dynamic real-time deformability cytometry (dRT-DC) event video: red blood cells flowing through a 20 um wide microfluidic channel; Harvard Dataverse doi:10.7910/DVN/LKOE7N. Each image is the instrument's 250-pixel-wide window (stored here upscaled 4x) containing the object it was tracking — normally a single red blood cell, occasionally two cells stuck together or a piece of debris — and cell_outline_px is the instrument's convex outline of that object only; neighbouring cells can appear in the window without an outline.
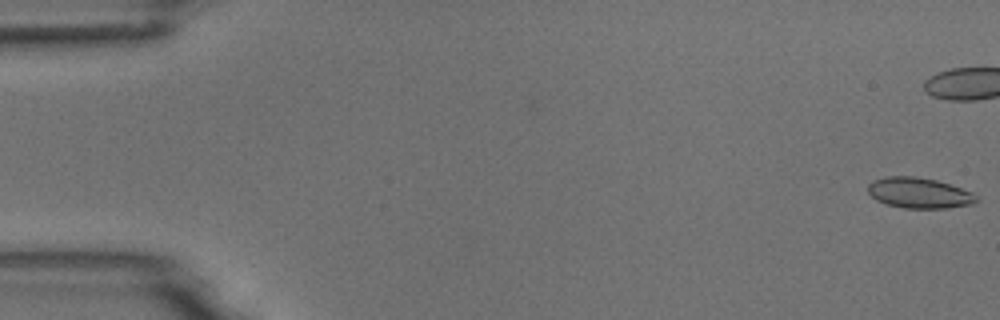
{"species": "common noctule bat (a hibernating species)", "species_latin": "Nyctalus noctula", "temperature_condition": "room temperature", "stored_images_in_passage": 7, "camera_frame_rate_fps": 3000, "um_per_image_px": 0.085, "animal": {"sex": "male", "body_mass_g": 18.8}, "frame": {"image": 1, "passage_image": 1, "time_ms": 0.0, "image_size_px": [1000, 320], "cell_outline_px": [[980, 200], [972, 204], [948, 208], [904, 208], [888, 204], [876, 200], [868, 192], [868, 184], [872, 180], [888, 176], [916, 176], [936, 180], [972, 192]], "centroid_in_image_um": [78.12, 16.4], "position_along_channel_um": 6.9, "area_um2": 19.31}}